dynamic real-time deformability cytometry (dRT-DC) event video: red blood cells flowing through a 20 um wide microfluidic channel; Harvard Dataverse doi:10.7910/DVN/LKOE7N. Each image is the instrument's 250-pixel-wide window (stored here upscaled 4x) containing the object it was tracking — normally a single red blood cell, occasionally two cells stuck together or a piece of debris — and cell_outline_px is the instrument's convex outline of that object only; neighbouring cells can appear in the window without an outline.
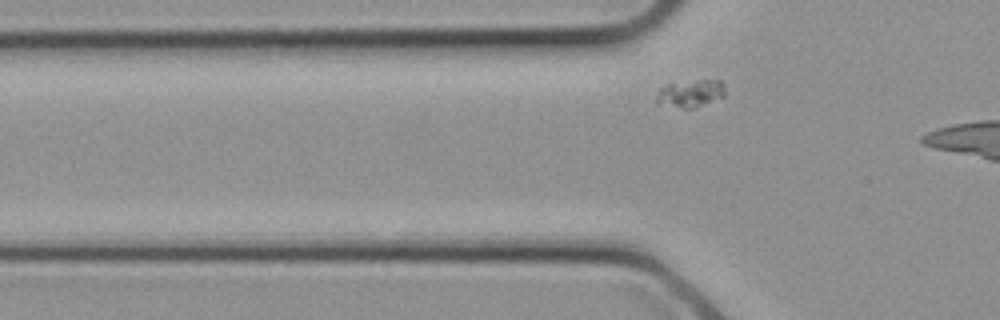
{"species": "common noctule bat (a hibernating species)", "species_latin": "Nyctalus noctula", "temperature_condition": "cold", "stored_images_in_passage": 4, "camera_frame_rate_fps": 3000, "um_per_image_px": 0.085, "animal": {"sex": "female", "body_mass_g": 21.9}, "frame": {"image": 1, "passage_image": 4, "time_ms": 1.0, "image_size_px": [1000, 320], "cell_outline_px": [[724, 96], [692, 108], [684, 108], [656, 104], [656, 96], [660, 88], [668, 84], [700, 80], [720, 80], [724, 84]], "centroid_in_image_um": [58.66, 7.94], "position_along_channel_um": 67.1, "area_um2": 10.75}}